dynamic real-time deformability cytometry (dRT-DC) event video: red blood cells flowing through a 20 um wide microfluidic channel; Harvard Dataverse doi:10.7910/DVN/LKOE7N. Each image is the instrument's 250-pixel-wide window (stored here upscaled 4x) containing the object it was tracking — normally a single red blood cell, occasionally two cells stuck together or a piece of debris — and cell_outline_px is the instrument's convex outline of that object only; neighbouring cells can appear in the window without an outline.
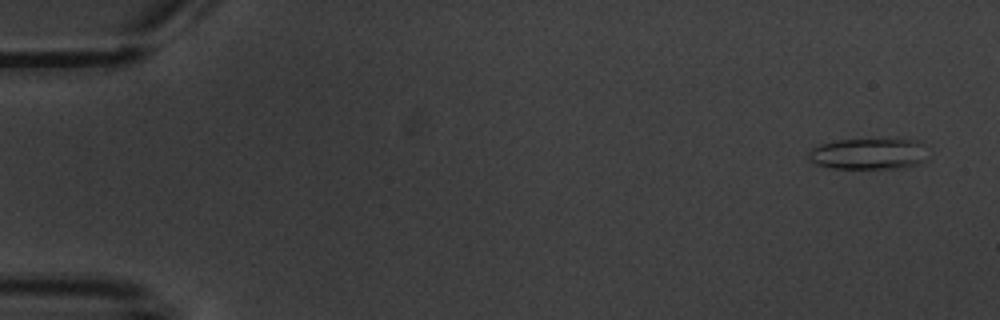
{"species": "common noctule bat (a hibernating species)", "species_latin": "Nyctalus noctula", "temperature_condition": "warm", "stored_images_in_passage": 5, "camera_frame_rate_fps": 3000, "um_per_image_px": 0.085, "animal": {"sex": "male", "body_mass_g": 20.1, "forearm_length_mm": 53.5}, "frame": {"image": 1, "passage_image": 1, "time_ms": 0.0, "image_size_px": [1000, 320], "cell_outline_px": [[928, 160], [920, 164], [904, 168], [828, 168], [816, 164], [808, 160], [808, 152], [812, 148], [820, 144], [836, 140], [916, 140], [924, 144]], "centroid_in_image_um": [73.84, 13.09], "position_along_channel_um": 11.2, "area_um2": 21.85}}